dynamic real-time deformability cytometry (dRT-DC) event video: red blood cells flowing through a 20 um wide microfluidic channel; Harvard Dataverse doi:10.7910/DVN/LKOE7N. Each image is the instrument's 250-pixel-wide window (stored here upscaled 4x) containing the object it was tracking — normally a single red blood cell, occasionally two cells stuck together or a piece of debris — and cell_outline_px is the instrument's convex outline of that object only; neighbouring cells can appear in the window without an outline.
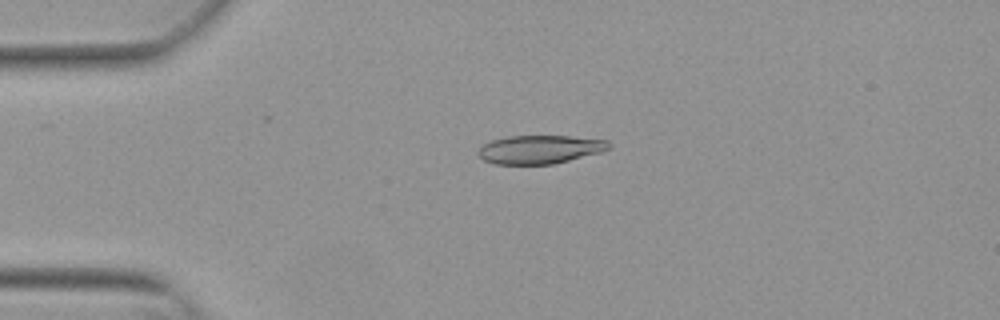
{"species": "Egyptian fruit bat (a non-hibernating species)", "species_latin": "Rousettus aegyptiacus", "temperature_condition": "warm", "stored_images_in_passage": 54, "camera_frame_rate_fps": 3000, "um_per_image_px": 0.085, "animal": {"sex": "female"}, "frame": {"image": 1, "passage_image": 13, "time_ms": 4.0, "image_size_px": [1000, 320], "cell_outline_px": [[612, 148], [600, 152], [552, 164], [496, 164], [484, 160], [476, 152], [484, 144], [492, 140], [508, 136], [568, 136], [608, 140], [612, 144]], "centroid_in_image_um": [45.91, 12.69], "position_along_channel_um": 39.1, "area_um2": 21.56}}
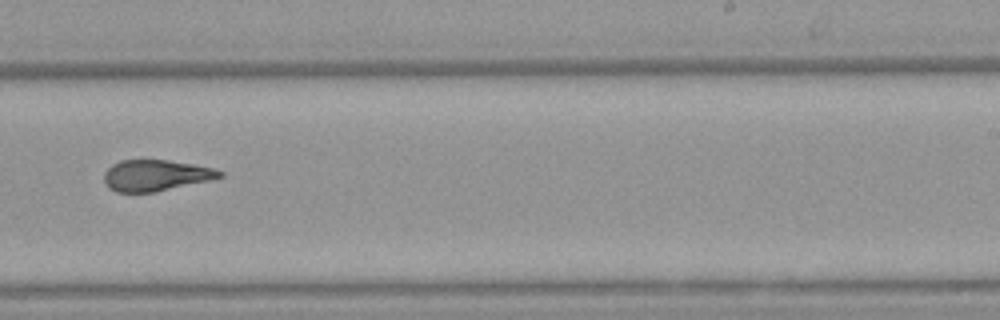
{"frame": {"image": 2, "passage_image": 34, "time_ms": 11.0, "image_size_px": [1000, 320], "cell_outline_px": [[224, 176], [208, 180], [156, 192], [116, 192], [108, 188], [104, 180], [104, 172], [112, 164], [120, 160], [168, 160], [192, 164], [212, 168], [224, 172]], "centroid_in_image_um": [13.2, 14.91], "position_along_channel_um": 275.8, "area_um2": 20.87}}
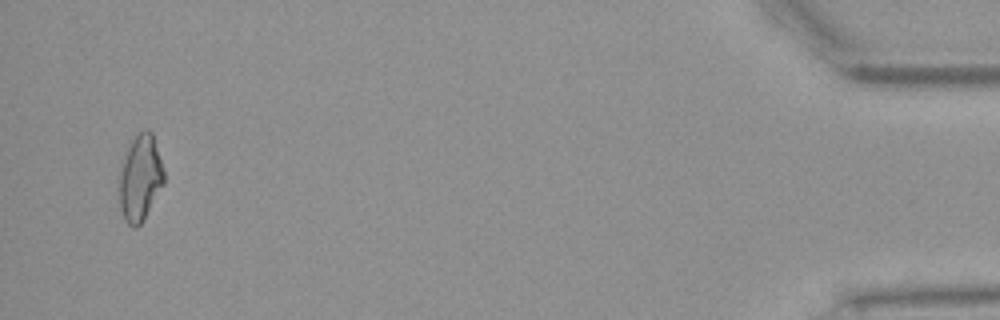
{"frame": {"image": 3, "passage_image": 52, "time_ms": 17.0, "image_size_px": [1000, 320], "cell_outline_px": [[164, 184], [144, 220], [136, 228], [132, 228], [124, 220], [120, 208], [120, 176], [128, 140], [144, 128], [148, 128], [152, 132], [164, 168]], "centroid_in_image_um": [11.93, 15.1], "position_along_channel_um": 423.3, "area_um2": 22.77}, "authors_computed_cell_mechanics": {"area_um2": 21.9351, "velocity_mm_per_s": 3.8425, "shape_relaxation_time_tau1_ms": null, "shape_relaxation_time_tau2_ms": 2.2023, "deformation_change_tau1": null, "deformation_change_tau2": 0.0963}}